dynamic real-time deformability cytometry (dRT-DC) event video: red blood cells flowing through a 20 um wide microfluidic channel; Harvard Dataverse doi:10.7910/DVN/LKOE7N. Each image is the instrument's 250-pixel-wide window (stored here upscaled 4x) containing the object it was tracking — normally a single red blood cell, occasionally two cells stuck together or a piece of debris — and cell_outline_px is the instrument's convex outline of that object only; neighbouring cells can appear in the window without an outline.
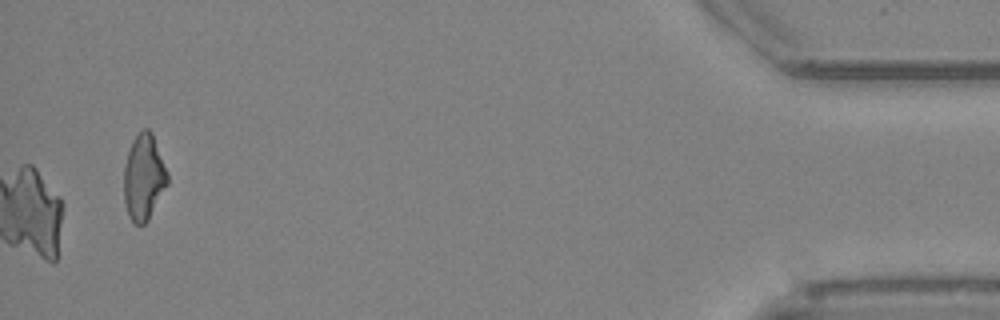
{"species": "Egyptian fruit bat (a non-hibernating species)", "species_latin": "Rousettus aegyptiacus", "temperature_condition": "cold", "stored_images_in_passage": 50, "camera_frame_rate_fps": 3000, "um_per_image_px": 0.085, "animal": {"sex": "female"}, "frame": {"image": 1, "passage_image": 50, "time_ms": 16.333, "image_size_px": [1000, 320], "cell_outline_px": [[168, 184], [148, 220], [144, 224], [136, 224], [128, 216], [124, 200], [124, 168], [128, 152], [132, 140], [144, 128], [148, 128], [152, 132], [168, 172]], "centroid_in_image_um": [12.23, 15.06], "position_along_channel_um": 423.0, "area_um2": 21.79}}